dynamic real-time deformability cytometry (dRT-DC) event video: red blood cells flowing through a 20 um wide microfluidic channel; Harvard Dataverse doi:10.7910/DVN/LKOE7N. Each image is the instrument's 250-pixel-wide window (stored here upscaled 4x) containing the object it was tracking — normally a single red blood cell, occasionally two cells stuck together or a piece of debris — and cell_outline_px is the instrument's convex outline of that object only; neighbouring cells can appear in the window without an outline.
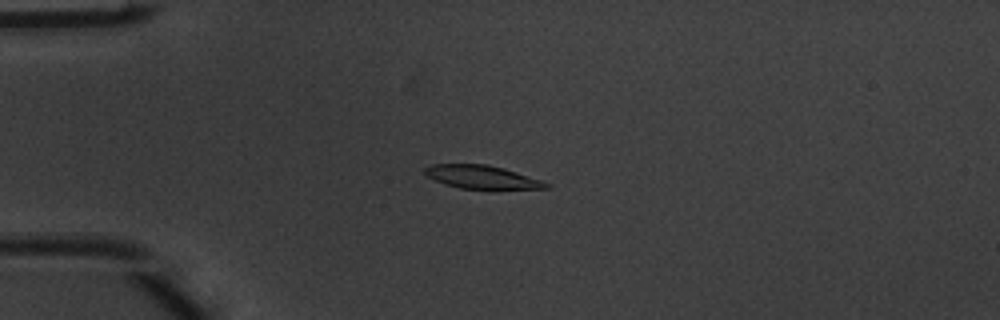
{"species": "common noctule bat (a hibernating species)", "species_latin": "Nyctalus noctula", "temperature_condition": "warm", "stored_images_in_passage": 50, "camera_frame_rate_fps": 3000, "um_per_image_px": 0.085, "animal": {"sex": "male", "body_mass_g": 20.1, "forearm_length_mm": 53.5}, "frame": {"image": 1, "passage_image": 13, "time_ms": 4.0, "image_size_px": [1000, 320], "cell_outline_px": [[552, 188], [460, 188], [444, 184], [424, 176], [424, 168], [432, 164], [488, 164], [504, 168], [552, 184]], "centroid_in_image_um": [40.9, 15.03], "position_along_channel_um": 44.1, "area_um2": 16.3}}
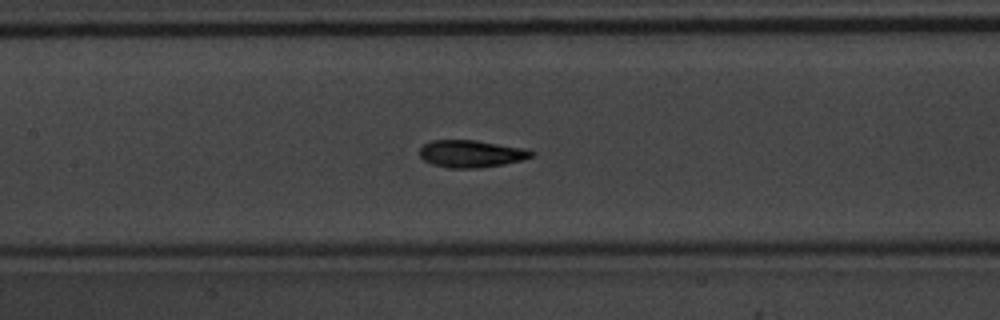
{"frame": {"image": 2, "passage_image": 24, "time_ms": 7.667, "image_size_px": [1000, 320], "cell_outline_px": [[536, 156], [504, 164], [480, 168], [448, 168], [432, 164], [424, 160], [420, 156], [420, 148], [424, 144], [432, 140], [476, 140], [524, 148], [536, 152]], "centroid_in_image_um": [40.07, 13.07], "position_along_channel_um": 167.3, "area_um2": 17.86}}
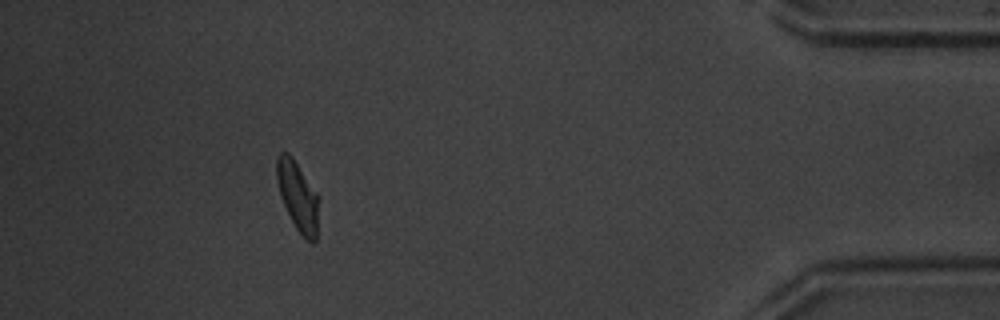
{"frame": {"image": 3, "passage_image": 46, "time_ms": 15.0, "image_size_px": [1000, 320], "cell_outline_px": [[320, 200], [316, 240], [312, 244], [296, 228], [280, 196], [276, 180], [276, 156], [280, 152], [288, 152], [292, 156], [320, 196]], "centroid_in_image_um": [25.33, 16.63], "position_along_channel_um": 409.9, "area_um2": 17.28}, "authors_computed_cell_mechanics": {"area_um2": 17.3689, "velocity_mm_per_s": 4.0124, "shape_relaxation_time_tau1_ms": 2.3628, "shape_relaxation_time_tau2_ms": 1.2609, "deformation_change_tau1": 0.1291, "deformation_change_tau2": 0.0667}}